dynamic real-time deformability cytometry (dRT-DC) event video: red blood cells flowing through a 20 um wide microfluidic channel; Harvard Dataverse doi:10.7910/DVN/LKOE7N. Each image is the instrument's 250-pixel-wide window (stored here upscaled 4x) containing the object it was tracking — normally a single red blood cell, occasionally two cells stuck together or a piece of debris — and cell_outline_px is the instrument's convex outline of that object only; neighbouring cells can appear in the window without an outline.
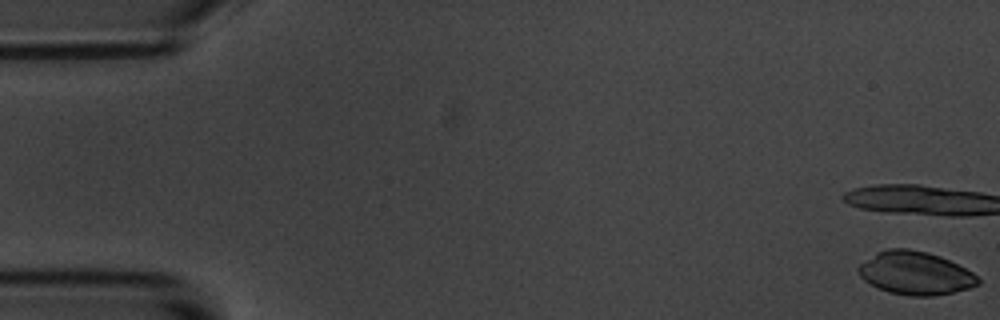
{"species": "common noctule bat (a hibernating species)", "species_latin": "Nyctalus noctula", "temperature_condition": "room temperature", "stored_images_in_passage": 12, "camera_frame_rate_fps": 3000, "um_per_image_px": 0.085, "animal": {"sex": "male", "body_mass_g": 20.1, "forearm_length_mm": 53.5}, "frame": {"image": 1, "passage_image": 1, "time_ms": 0.0, "image_size_px": [1000, 320], "cell_outline_px": [[980, 284], [968, 288], [952, 292], [932, 296], [908, 296], [888, 292], [876, 288], [864, 280], [856, 272], [856, 268], [860, 264], [876, 252], [888, 248], [908, 248], [928, 252], [940, 256], [972, 272], [980, 280]], "centroid_in_image_um": [77.75, 23.22], "position_along_channel_um": 7.3, "area_um2": 30.17}}